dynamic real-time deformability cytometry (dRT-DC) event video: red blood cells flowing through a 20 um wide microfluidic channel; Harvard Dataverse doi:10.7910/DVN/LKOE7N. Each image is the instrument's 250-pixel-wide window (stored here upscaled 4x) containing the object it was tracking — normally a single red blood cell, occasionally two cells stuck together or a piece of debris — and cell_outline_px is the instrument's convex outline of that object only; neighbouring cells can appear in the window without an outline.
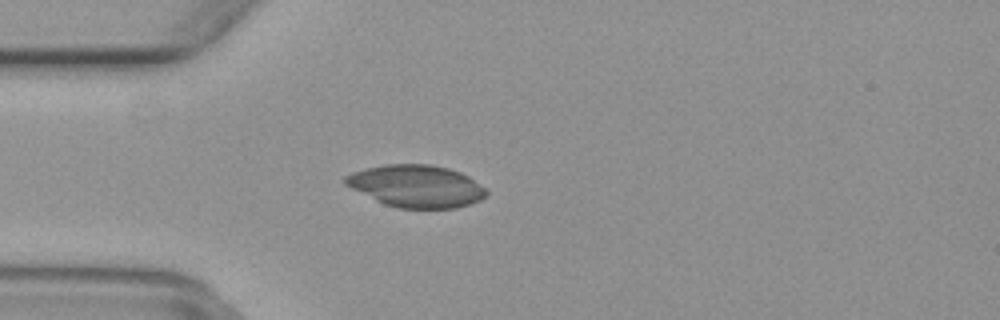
{"species": "common noctule bat (a hibernating species)", "species_latin": "Nyctalus noctula", "temperature_condition": "warm", "stored_images_in_passage": 49, "camera_frame_rate_fps": 3000, "um_per_image_px": 0.085, "animal": {"sex": "female", "body_mass_g": 29.2, "forearm_length_mm": 56.3}, "frame": {"image": 1, "passage_image": 13, "time_ms": 4.0, "image_size_px": [1000, 320], "cell_outline_px": [[488, 192], [480, 200], [472, 204], [456, 208], [400, 208], [384, 204], [344, 184], [344, 176], [352, 172], [364, 168], [384, 164], [428, 164], [448, 168], [460, 172], [468, 176], [484, 188]], "centroid_in_image_um": [35.37, 15.81], "position_along_channel_um": 49.6, "area_um2": 34.62}}
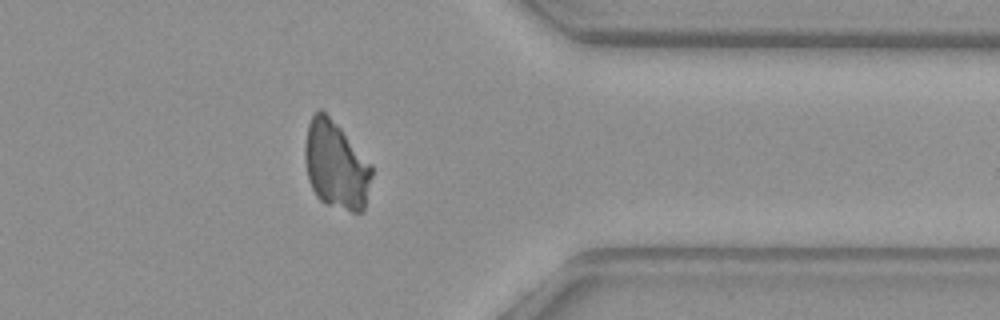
{"frame": {"image": 2, "passage_image": 39, "time_ms": 12.667, "image_size_px": [1000, 320], "cell_outline_px": [[372, 176], [364, 208], [360, 212], [352, 212], [324, 204], [316, 196], [308, 180], [304, 160], [304, 144], [308, 124], [312, 116], [320, 108], [340, 128], [372, 164]], "centroid_in_image_um": [28.53, 14.06], "position_along_channel_um": 382.9, "area_um2": 34.22}}
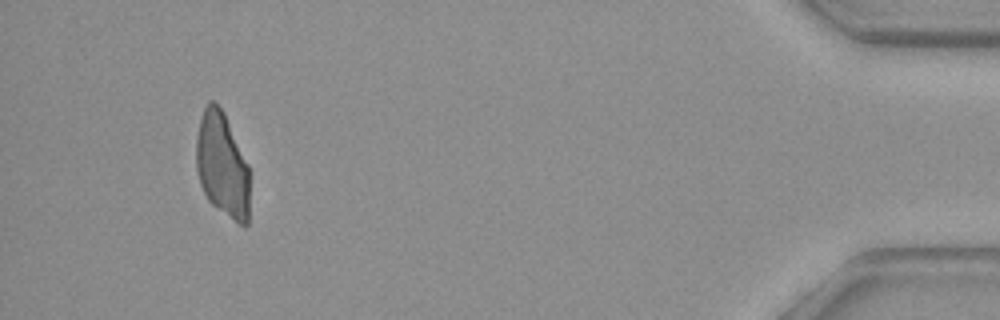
{"frame": {"image": 3, "passage_image": 46, "time_ms": 15.0, "image_size_px": [1000, 320], "cell_outline_px": [[248, 224], [240, 224], [216, 208], [208, 200], [200, 184], [196, 168], [196, 140], [200, 120], [204, 108], [208, 100], [212, 100], [224, 112], [248, 164]], "centroid_in_image_um": [18.87, 14.0], "position_along_channel_um": 416.3, "area_um2": 32.31}}